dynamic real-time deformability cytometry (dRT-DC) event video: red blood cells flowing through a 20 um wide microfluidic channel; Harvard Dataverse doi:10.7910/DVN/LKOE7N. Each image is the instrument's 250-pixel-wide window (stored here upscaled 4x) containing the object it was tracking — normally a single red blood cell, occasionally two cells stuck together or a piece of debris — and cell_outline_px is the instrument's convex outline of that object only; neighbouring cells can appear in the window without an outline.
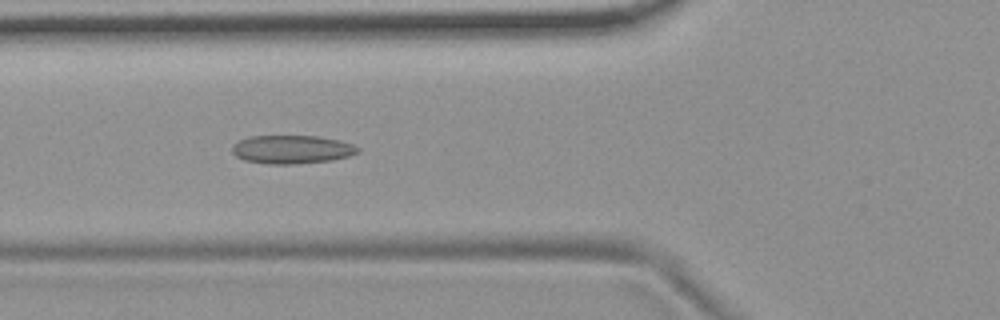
{"species": "common noctule bat (a hibernating species)", "species_latin": "Nyctalus noctula", "temperature_condition": "room temperature", "stored_images_in_passage": 5, "camera_frame_rate_fps": 3000, "um_per_image_px": 0.085, "animal": {"sex": "female", "body_mass_g": 19.9}, "frame": {"image": 1, "passage_image": 5, "time_ms": 1.333, "image_size_px": [1000, 320], "cell_outline_px": [[360, 152], [348, 156], [332, 160], [292, 164], [268, 164], [244, 160], [236, 156], [232, 152], [232, 144], [248, 136], [316, 136], [340, 140], [352, 144], [360, 148]], "centroid_in_image_um": [24.8, 12.7], "position_along_channel_um": 101.0, "area_um2": 20.87}}